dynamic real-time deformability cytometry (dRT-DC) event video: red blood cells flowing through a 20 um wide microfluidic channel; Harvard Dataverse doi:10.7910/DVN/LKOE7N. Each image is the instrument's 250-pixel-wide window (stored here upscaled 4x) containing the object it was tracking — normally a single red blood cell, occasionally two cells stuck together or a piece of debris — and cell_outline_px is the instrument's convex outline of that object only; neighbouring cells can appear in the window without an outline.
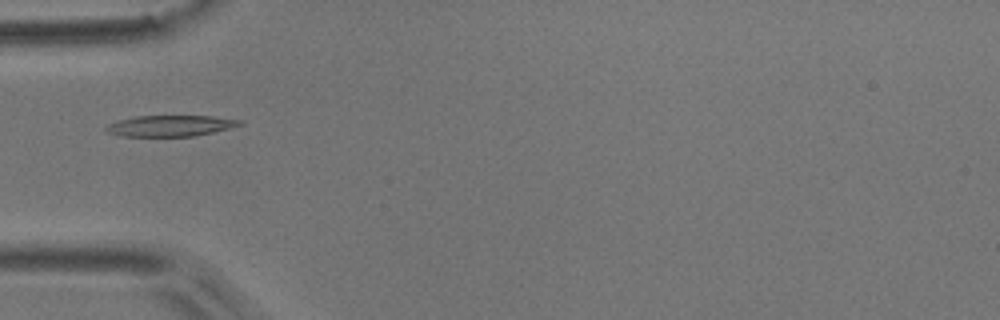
{"species": "common noctule bat (a hibernating species)", "species_latin": "Nyctalus noctula", "temperature_condition": "room temperature", "stored_images_in_passage": 4, "camera_frame_rate_fps": 3000, "um_per_image_px": 0.085, "animal": {"sex": "male", "body_mass_g": 17.9}, "frame": {"image": 1, "passage_image": 4, "time_ms": 1.0, "image_size_px": [1000, 320], "cell_outline_px": [[244, 124], [196, 136], [120, 136], [108, 132], [104, 128], [108, 124], [120, 120], [136, 116], [212, 116], [244, 120]], "centroid_in_image_um": [14.5, 10.69], "position_along_channel_um": 70.5, "area_um2": 16.3}}